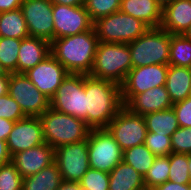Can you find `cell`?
Listing matches in <instances>:
<instances>
[{
  "instance_id": "9a60e30c",
  "label": "cell",
  "mask_w": 191,
  "mask_h": 190,
  "mask_svg": "<svg viewBox=\"0 0 191 190\" xmlns=\"http://www.w3.org/2000/svg\"><path fill=\"white\" fill-rule=\"evenodd\" d=\"M24 74L43 95L51 100L69 72L52 54H50Z\"/></svg>"
},
{
  "instance_id": "5b68a950",
  "label": "cell",
  "mask_w": 191,
  "mask_h": 190,
  "mask_svg": "<svg viewBox=\"0 0 191 190\" xmlns=\"http://www.w3.org/2000/svg\"><path fill=\"white\" fill-rule=\"evenodd\" d=\"M171 34L161 27L149 28L143 35L128 43L132 68L152 64H168Z\"/></svg>"
},
{
  "instance_id": "83f0119b",
  "label": "cell",
  "mask_w": 191,
  "mask_h": 190,
  "mask_svg": "<svg viewBox=\"0 0 191 190\" xmlns=\"http://www.w3.org/2000/svg\"><path fill=\"white\" fill-rule=\"evenodd\" d=\"M156 156L145 146L137 145L123 151L122 161L132 166L143 177L153 165Z\"/></svg>"
},
{
  "instance_id": "e575fe53",
  "label": "cell",
  "mask_w": 191,
  "mask_h": 190,
  "mask_svg": "<svg viewBox=\"0 0 191 190\" xmlns=\"http://www.w3.org/2000/svg\"><path fill=\"white\" fill-rule=\"evenodd\" d=\"M144 144L156 157L168 156L172 153L170 136L147 133Z\"/></svg>"
},
{
  "instance_id": "836d02e7",
  "label": "cell",
  "mask_w": 191,
  "mask_h": 190,
  "mask_svg": "<svg viewBox=\"0 0 191 190\" xmlns=\"http://www.w3.org/2000/svg\"><path fill=\"white\" fill-rule=\"evenodd\" d=\"M79 183L83 190H109V173L89 168Z\"/></svg>"
},
{
  "instance_id": "60d3db41",
  "label": "cell",
  "mask_w": 191,
  "mask_h": 190,
  "mask_svg": "<svg viewBox=\"0 0 191 190\" xmlns=\"http://www.w3.org/2000/svg\"><path fill=\"white\" fill-rule=\"evenodd\" d=\"M152 190H189V184H177L168 180Z\"/></svg>"
},
{
  "instance_id": "f6af8a7d",
  "label": "cell",
  "mask_w": 191,
  "mask_h": 190,
  "mask_svg": "<svg viewBox=\"0 0 191 190\" xmlns=\"http://www.w3.org/2000/svg\"><path fill=\"white\" fill-rule=\"evenodd\" d=\"M53 4H62L67 6H82L86 0H50Z\"/></svg>"
},
{
  "instance_id": "52a82bcc",
  "label": "cell",
  "mask_w": 191,
  "mask_h": 190,
  "mask_svg": "<svg viewBox=\"0 0 191 190\" xmlns=\"http://www.w3.org/2000/svg\"><path fill=\"white\" fill-rule=\"evenodd\" d=\"M50 107L87 124L85 74L69 73L51 98Z\"/></svg>"
},
{
  "instance_id": "4316f807",
  "label": "cell",
  "mask_w": 191,
  "mask_h": 190,
  "mask_svg": "<svg viewBox=\"0 0 191 190\" xmlns=\"http://www.w3.org/2000/svg\"><path fill=\"white\" fill-rule=\"evenodd\" d=\"M169 65L191 68V39L184 34H171Z\"/></svg>"
},
{
  "instance_id": "9c48e42d",
  "label": "cell",
  "mask_w": 191,
  "mask_h": 190,
  "mask_svg": "<svg viewBox=\"0 0 191 190\" xmlns=\"http://www.w3.org/2000/svg\"><path fill=\"white\" fill-rule=\"evenodd\" d=\"M106 129L122 151L145 143L147 127L144 116L132 113L125 106L120 109Z\"/></svg>"
},
{
  "instance_id": "277c9868",
  "label": "cell",
  "mask_w": 191,
  "mask_h": 190,
  "mask_svg": "<svg viewBox=\"0 0 191 190\" xmlns=\"http://www.w3.org/2000/svg\"><path fill=\"white\" fill-rule=\"evenodd\" d=\"M132 68L127 43L99 42L89 76L121 85Z\"/></svg>"
},
{
  "instance_id": "4fadbf2b",
  "label": "cell",
  "mask_w": 191,
  "mask_h": 190,
  "mask_svg": "<svg viewBox=\"0 0 191 190\" xmlns=\"http://www.w3.org/2000/svg\"><path fill=\"white\" fill-rule=\"evenodd\" d=\"M54 39L72 36L91 30L94 22L90 19L85 5L67 6L53 4Z\"/></svg>"
},
{
  "instance_id": "d6a6232c",
  "label": "cell",
  "mask_w": 191,
  "mask_h": 190,
  "mask_svg": "<svg viewBox=\"0 0 191 190\" xmlns=\"http://www.w3.org/2000/svg\"><path fill=\"white\" fill-rule=\"evenodd\" d=\"M23 177L12 162L0 165V190H22Z\"/></svg>"
},
{
  "instance_id": "e0dca14e",
  "label": "cell",
  "mask_w": 191,
  "mask_h": 190,
  "mask_svg": "<svg viewBox=\"0 0 191 190\" xmlns=\"http://www.w3.org/2000/svg\"><path fill=\"white\" fill-rule=\"evenodd\" d=\"M54 161L55 149L47 143L18 152L11 157V162L23 178L37 174Z\"/></svg>"
},
{
  "instance_id": "ab89813d",
  "label": "cell",
  "mask_w": 191,
  "mask_h": 190,
  "mask_svg": "<svg viewBox=\"0 0 191 190\" xmlns=\"http://www.w3.org/2000/svg\"><path fill=\"white\" fill-rule=\"evenodd\" d=\"M24 0H0V13L20 8Z\"/></svg>"
},
{
  "instance_id": "d590c367",
  "label": "cell",
  "mask_w": 191,
  "mask_h": 190,
  "mask_svg": "<svg viewBox=\"0 0 191 190\" xmlns=\"http://www.w3.org/2000/svg\"><path fill=\"white\" fill-rule=\"evenodd\" d=\"M172 153H191V127H179L171 136Z\"/></svg>"
},
{
  "instance_id": "bcb514c9",
  "label": "cell",
  "mask_w": 191,
  "mask_h": 190,
  "mask_svg": "<svg viewBox=\"0 0 191 190\" xmlns=\"http://www.w3.org/2000/svg\"><path fill=\"white\" fill-rule=\"evenodd\" d=\"M155 1L158 2L163 7L167 3H170V2H172L174 0H155Z\"/></svg>"
},
{
  "instance_id": "f1b7e54d",
  "label": "cell",
  "mask_w": 191,
  "mask_h": 190,
  "mask_svg": "<svg viewBox=\"0 0 191 190\" xmlns=\"http://www.w3.org/2000/svg\"><path fill=\"white\" fill-rule=\"evenodd\" d=\"M21 40L0 37V66L4 72L17 73V60Z\"/></svg>"
},
{
  "instance_id": "30bf717a",
  "label": "cell",
  "mask_w": 191,
  "mask_h": 190,
  "mask_svg": "<svg viewBox=\"0 0 191 190\" xmlns=\"http://www.w3.org/2000/svg\"><path fill=\"white\" fill-rule=\"evenodd\" d=\"M8 94L28 117H40L50 107V100L24 73H10Z\"/></svg>"
},
{
  "instance_id": "ac0fdd59",
  "label": "cell",
  "mask_w": 191,
  "mask_h": 190,
  "mask_svg": "<svg viewBox=\"0 0 191 190\" xmlns=\"http://www.w3.org/2000/svg\"><path fill=\"white\" fill-rule=\"evenodd\" d=\"M166 86H157L145 92L136 94L126 105L132 113L144 116L145 114L172 108Z\"/></svg>"
},
{
  "instance_id": "5bb4252c",
  "label": "cell",
  "mask_w": 191,
  "mask_h": 190,
  "mask_svg": "<svg viewBox=\"0 0 191 190\" xmlns=\"http://www.w3.org/2000/svg\"><path fill=\"white\" fill-rule=\"evenodd\" d=\"M20 9L29 36L43 38L49 42L54 40L53 3L50 0H24Z\"/></svg>"
},
{
  "instance_id": "4dcf8cb0",
  "label": "cell",
  "mask_w": 191,
  "mask_h": 190,
  "mask_svg": "<svg viewBox=\"0 0 191 190\" xmlns=\"http://www.w3.org/2000/svg\"><path fill=\"white\" fill-rule=\"evenodd\" d=\"M170 173L168 180L177 184H190L188 154L169 155Z\"/></svg>"
},
{
  "instance_id": "681fc988",
  "label": "cell",
  "mask_w": 191,
  "mask_h": 190,
  "mask_svg": "<svg viewBox=\"0 0 191 190\" xmlns=\"http://www.w3.org/2000/svg\"><path fill=\"white\" fill-rule=\"evenodd\" d=\"M4 73L3 69L0 66V74Z\"/></svg>"
},
{
  "instance_id": "ba28073f",
  "label": "cell",
  "mask_w": 191,
  "mask_h": 190,
  "mask_svg": "<svg viewBox=\"0 0 191 190\" xmlns=\"http://www.w3.org/2000/svg\"><path fill=\"white\" fill-rule=\"evenodd\" d=\"M87 140L91 169L110 173L122 162L123 151L106 128L91 129Z\"/></svg>"
},
{
  "instance_id": "f546056e",
  "label": "cell",
  "mask_w": 191,
  "mask_h": 190,
  "mask_svg": "<svg viewBox=\"0 0 191 190\" xmlns=\"http://www.w3.org/2000/svg\"><path fill=\"white\" fill-rule=\"evenodd\" d=\"M170 173V161L168 156L156 157L153 165L144 176V186L146 189H154L156 186L168 181Z\"/></svg>"
},
{
  "instance_id": "b9f144b4",
  "label": "cell",
  "mask_w": 191,
  "mask_h": 190,
  "mask_svg": "<svg viewBox=\"0 0 191 190\" xmlns=\"http://www.w3.org/2000/svg\"><path fill=\"white\" fill-rule=\"evenodd\" d=\"M11 162V155L9 154L7 143L0 140V165Z\"/></svg>"
},
{
  "instance_id": "d6986e66",
  "label": "cell",
  "mask_w": 191,
  "mask_h": 190,
  "mask_svg": "<svg viewBox=\"0 0 191 190\" xmlns=\"http://www.w3.org/2000/svg\"><path fill=\"white\" fill-rule=\"evenodd\" d=\"M191 25V0H174L163 6L160 27L170 34H185Z\"/></svg>"
},
{
  "instance_id": "ffe728a7",
  "label": "cell",
  "mask_w": 191,
  "mask_h": 190,
  "mask_svg": "<svg viewBox=\"0 0 191 190\" xmlns=\"http://www.w3.org/2000/svg\"><path fill=\"white\" fill-rule=\"evenodd\" d=\"M51 54V42L39 37L21 40L17 60V73H25Z\"/></svg>"
},
{
  "instance_id": "7dc6e473",
  "label": "cell",
  "mask_w": 191,
  "mask_h": 190,
  "mask_svg": "<svg viewBox=\"0 0 191 190\" xmlns=\"http://www.w3.org/2000/svg\"><path fill=\"white\" fill-rule=\"evenodd\" d=\"M188 166H189V176H190V183H191V153L188 154Z\"/></svg>"
},
{
  "instance_id": "f35d334b",
  "label": "cell",
  "mask_w": 191,
  "mask_h": 190,
  "mask_svg": "<svg viewBox=\"0 0 191 190\" xmlns=\"http://www.w3.org/2000/svg\"><path fill=\"white\" fill-rule=\"evenodd\" d=\"M14 124V121L0 118V140H7Z\"/></svg>"
},
{
  "instance_id": "cb8c5ba5",
  "label": "cell",
  "mask_w": 191,
  "mask_h": 190,
  "mask_svg": "<svg viewBox=\"0 0 191 190\" xmlns=\"http://www.w3.org/2000/svg\"><path fill=\"white\" fill-rule=\"evenodd\" d=\"M61 182L59 167L54 162L37 174L23 178L22 190H57Z\"/></svg>"
},
{
  "instance_id": "7bdbcfd3",
  "label": "cell",
  "mask_w": 191,
  "mask_h": 190,
  "mask_svg": "<svg viewBox=\"0 0 191 190\" xmlns=\"http://www.w3.org/2000/svg\"><path fill=\"white\" fill-rule=\"evenodd\" d=\"M10 73L4 72L0 74V97L8 94Z\"/></svg>"
},
{
  "instance_id": "484cf974",
  "label": "cell",
  "mask_w": 191,
  "mask_h": 190,
  "mask_svg": "<svg viewBox=\"0 0 191 190\" xmlns=\"http://www.w3.org/2000/svg\"><path fill=\"white\" fill-rule=\"evenodd\" d=\"M0 37L15 39L29 37L28 27L20 8L0 13Z\"/></svg>"
},
{
  "instance_id": "d4e9b609",
  "label": "cell",
  "mask_w": 191,
  "mask_h": 190,
  "mask_svg": "<svg viewBox=\"0 0 191 190\" xmlns=\"http://www.w3.org/2000/svg\"><path fill=\"white\" fill-rule=\"evenodd\" d=\"M147 133L172 136L179 128L178 119L173 108L151 112L144 115Z\"/></svg>"
},
{
  "instance_id": "7c38bea8",
  "label": "cell",
  "mask_w": 191,
  "mask_h": 190,
  "mask_svg": "<svg viewBox=\"0 0 191 190\" xmlns=\"http://www.w3.org/2000/svg\"><path fill=\"white\" fill-rule=\"evenodd\" d=\"M64 181L79 182L89 166L88 140L64 144L55 149V161Z\"/></svg>"
},
{
  "instance_id": "3957f363",
  "label": "cell",
  "mask_w": 191,
  "mask_h": 190,
  "mask_svg": "<svg viewBox=\"0 0 191 190\" xmlns=\"http://www.w3.org/2000/svg\"><path fill=\"white\" fill-rule=\"evenodd\" d=\"M45 142L56 149L84 141L91 128L81 119L49 107L40 117Z\"/></svg>"
},
{
  "instance_id": "74e56055",
  "label": "cell",
  "mask_w": 191,
  "mask_h": 190,
  "mask_svg": "<svg viewBox=\"0 0 191 190\" xmlns=\"http://www.w3.org/2000/svg\"><path fill=\"white\" fill-rule=\"evenodd\" d=\"M172 108L178 119L179 127H191V97L174 103Z\"/></svg>"
},
{
  "instance_id": "8d00e7d4",
  "label": "cell",
  "mask_w": 191,
  "mask_h": 190,
  "mask_svg": "<svg viewBox=\"0 0 191 190\" xmlns=\"http://www.w3.org/2000/svg\"><path fill=\"white\" fill-rule=\"evenodd\" d=\"M25 117L19 104L9 94L0 97V118L16 122Z\"/></svg>"
},
{
  "instance_id": "8fae6325",
  "label": "cell",
  "mask_w": 191,
  "mask_h": 190,
  "mask_svg": "<svg viewBox=\"0 0 191 190\" xmlns=\"http://www.w3.org/2000/svg\"><path fill=\"white\" fill-rule=\"evenodd\" d=\"M169 64H152L131 68L121 84V97L125 106L136 94L157 86H165Z\"/></svg>"
},
{
  "instance_id": "2e32d148",
  "label": "cell",
  "mask_w": 191,
  "mask_h": 190,
  "mask_svg": "<svg viewBox=\"0 0 191 190\" xmlns=\"http://www.w3.org/2000/svg\"><path fill=\"white\" fill-rule=\"evenodd\" d=\"M11 157L21 151L46 143L39 117H28L15 122L7 140Z\"/></svg>"
},
{
  "instance_id": "c3c4849f",
  "label": "cell",
  "mask_w": 191,
  "mask_h": 190,
  "mask_svg": "<svg viewBox=\"0 0 191 190\" xmlns=\"http://www.w3.org/2000/svg\"><path fill=\"white\" fill-rule=\"evenodd\" d=\"M187 38H190L191 39V25L189 27V29L185 32L184 34Z\"/></svg>"
},
{
  "instance_id": "7a4b0ae2",
  "label": "cell",
  "mask_w": 191,
  "mask_h": 190,
  "mask_svg": "<svg viewBox=\"0 0 191 190\" xmlns=\"http://www.w3.org/2000/svg\"><path fill=\"white\" fill-rule=\"evenodd\" d=\"M99 40L94 27L82 33L54 39L51 54L69 73L89 75Z\"/></svg>"
},
{
  "instance_id": "1f68e13d",
  "label": "cell",
  "mask_w": 191,
  "mask_h": 190,
  "mask_svg": "<svg viewBox=\"0 0 191 190\" xmlns=\"http://www.w3.org/2000/svg\"><path fill=\"white\" fill-rule=\"evenodd\" d=\"M121 0H86L85 8L90 19L94 22L98 18L120 11Z\"/></svg>"
},
{
  "instance_id": "ee69618b",
  "label": "cell",
  "mask_w": 191,
  "mask_h": 190,
  "mask_svg": "<svg viewBox=\"0 0 191 190\" xmlns=\"http://www.w3.org/2000/svg\"><path fill=\"white\" fill-rule=\"evenodd\" d=\"M57 190H83L79 182H71L62 180Z\"/></svg>"
},
{
  "instance_id": "6da1fadb",
  "label": "cell",
  "mask_w": 191,
  "mask_h": 190,
  "mask_svg": "<svg viewBox=\"0 0 191 190\" xmlns=\"http://www.w3.org/2000/svg\"><path fill=\"white\" fill-rule=\"evenodd\" d=\"M87 125L91 129L106 128L124 106L121 85L85 74Z\"/></svg>"
},
{
  "instance_id": "7402d4cb",
  "label": "cell",
  "mask_w": 191,
  "mask_h": 190,
  "mask_svg": "<svg viewBox=\"0 0 191 190\" xmlns=\"http://www.w3.org/2000/svg\"><path fill=\"white\" fill-rule=\"evenodd\" d=\"M165 86L173 104L189 97L191 68L169 65Z\"/></svg>"
},
{
  "instance_id": "8992f818",
  "label": "cell",
  "mask_w": 191,
  "mask_h": 190,
  "mask_svg": "<svg viewBox=\"0 0 191 190\" xmlns=\"http://www.w3.org/2000/svg\"><path fill=\"white\" fill-rule=\"evenodd\" d=\"M93 27L99 42L127 44L149 29L141 20L121 11L98 18Z\"/></svg>"
},
{
  "instance_id": "603a6c76",
  "label": "cell",
  "mask_w": 191,
  "mask_h": 190,
  "mask_svg": "<svg viewBox=\"0 0 191 190\" xmlns=\"http://www.w3.org/2000/svg\"><path fill=\"white\" fill-rule=\"evenodd\" d=\"M144 188V177L123 161L109 173V190H142Z\"/></svg>"
},
{
  "instance_id": "44dd1931",
  "label": "cell",
  "mask_w": 191,
  "mask_h": 190,
  "mask_svg": "<svg viewBox=\"0 0 191 190\" xmlns=\"http://www.w3.org/2000/svg\"><path fill=\"white\" fill-rule=\"evenodd\" d=\"M120 11L141 20L149 28L160 27L163 7L155 0H121Z\"/></svg>"
}]
</instances>
